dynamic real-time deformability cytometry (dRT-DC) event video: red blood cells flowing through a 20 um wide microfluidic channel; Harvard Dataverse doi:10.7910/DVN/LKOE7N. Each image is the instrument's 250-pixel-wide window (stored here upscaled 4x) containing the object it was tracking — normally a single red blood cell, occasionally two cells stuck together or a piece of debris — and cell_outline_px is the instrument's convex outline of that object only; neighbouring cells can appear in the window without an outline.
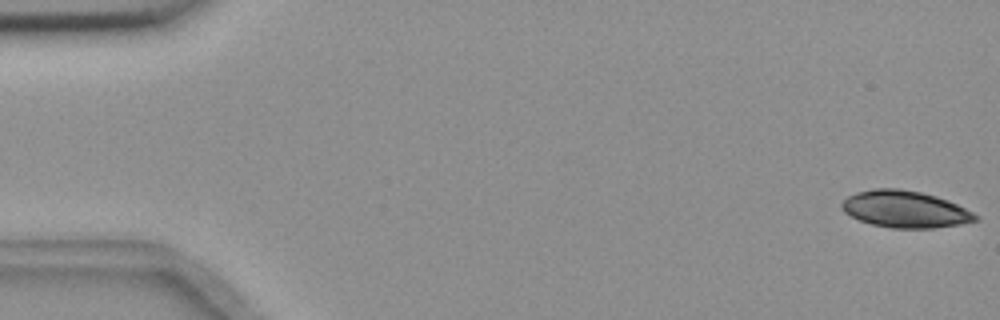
{"species": "common noctule bat (a hibernating species)", "species_latin": "Nyctalus noctula", "temperature_condition": "room temperature", "stored_images_in_passage": 55, "camera_frame_rate_fps": 3000, "um_per_image_px": 0.085, "animal": {"sex": "female", "body_mass_g": 18.4}, "frame": {"image": 1, "passage_image": 1, "time_ms": 0.0, "image_size_px": [1000, 320], "cell_outline_px": [[980, 220], [960, 224], [932, 228], [892, 228], [872, 224], [860, 220], [844, 212], [840, 208], [840, 204], [848, 196], [856, 192], [872, 188], [900, 188], [920, 192], [936, 196], [948, 200], [980, 216]], "centroid_in_image_um": [76.92, 17.78], "position_along_channel_um": 8.1, "area_um2": 28.73}}
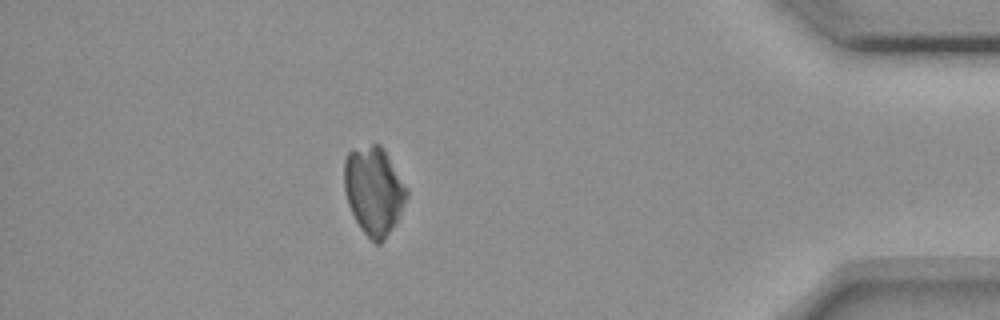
{"frame": {"image": 2, "passage_image": 49, "time_ms": 16.0, "image_size_px": [1000, 320], "cell_outline_px": [[408, 196], [400, 216], [396, 224], [384, 240], [380, 244], [376, 244], [360, 228], [348, 204], [344, 192], [344, 160], [348, 152], [352, 148], [372, 144], [380, 144], [384, 148], [408, 188]], "centroid_in_image_um": [31.79, 16.19], "position_along_channel_um": 403.4, "area_um2": 32.54}}